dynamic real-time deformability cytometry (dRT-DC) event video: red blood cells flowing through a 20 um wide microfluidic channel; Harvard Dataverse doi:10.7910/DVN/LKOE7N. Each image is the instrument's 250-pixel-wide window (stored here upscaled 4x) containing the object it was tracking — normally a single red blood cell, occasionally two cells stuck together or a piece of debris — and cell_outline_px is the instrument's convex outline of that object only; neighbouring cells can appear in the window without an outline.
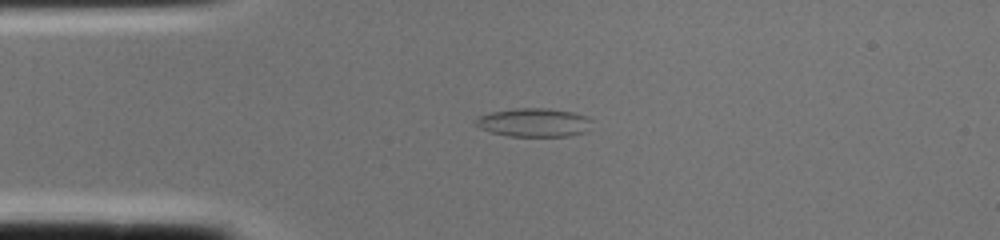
{"species": "common noctule bat (a hibernating species)", "species_latin": "Nyctalus noctula", "temperature_condition": "cold", "stored_images_in_passage": 1, "camera_frame_rate_fps": 3000, "um_per_image_px": 0.085, "animal": {"sex": "female", "body_mass_g": 22.0, "forearm_length_mm": 56.7}, "frame": {"image": 1, "passage_image": 1, "time_ms": 0.0, "image_size_px": [1000, 240], "cell_outline_px": [[592, 120], [588, 132], [568, 136], [508, 136], [492, 132], [480, 128], [476, 124], [476, 120], [480, 116], [492, 112], [516, 108], [548, 108], [572, 112], [588, 116]], "centroid_in_image_um": [45.45, 10.41], "position_along_channel_um": 39.5, "area_um2": 19.36}}